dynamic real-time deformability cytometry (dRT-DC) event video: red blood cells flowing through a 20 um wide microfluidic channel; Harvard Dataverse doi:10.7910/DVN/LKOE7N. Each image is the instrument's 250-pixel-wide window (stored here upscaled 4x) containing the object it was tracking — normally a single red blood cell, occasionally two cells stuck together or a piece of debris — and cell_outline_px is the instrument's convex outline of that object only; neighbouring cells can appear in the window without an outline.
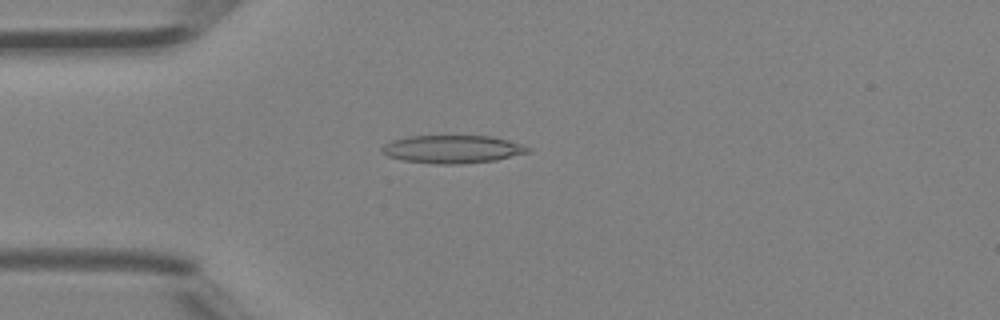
{"species": "Egyptian fruit bat (a non-hibernating species)", "species_latin": "Rousettus aegyptiacus", "temperature_condition": "room temperature", "stored_images_in_passage": 45, "camera_frame_rate_fps": 3000, "um_per_image_px": 0.085, "animal": {"sex": "female"}, "frame": {"image": 1, "passage_image": 12, "time_ms": 3.667, "image_size_px": [1000, 320], "cell_outline_px": [[532, 152], [496, 160], [456, 164], [436, 164], [404, 160], [388, 156], [380, 152], [380, 148], [384, 144], [392, 140], [408, 136], [492, 136], [508, 140], [532, 148]], "centroid_in_image_um": [38.47, 12.68], "position_along_channel_um": 46.5, "area_um2": 23.87}}
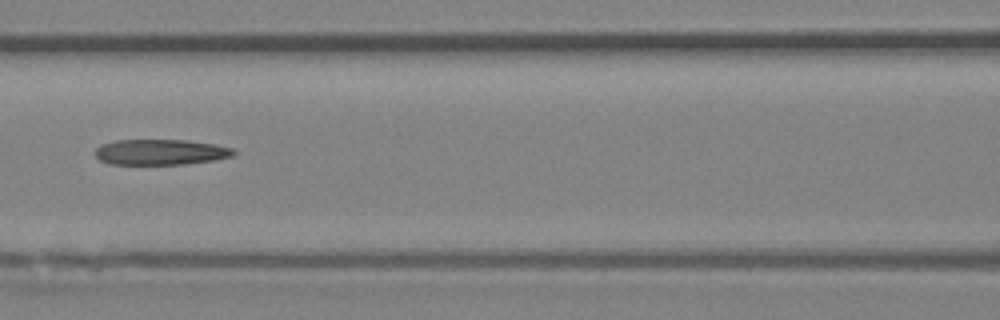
{"frame": {"image": 2, "passage_image": 20, "time_ms": 6.333, "image_size_px": [1000, 320], "cell_outline_px": [[236, 152], [232, 156], [216, 160], [184, 164], [108, 164], [100, 160], [96, 156], [96, 148], [100, 144], [116, 140], [188, 140], [212, 144], [232, 148]], "centroid_in_image_um": [13.63, 12.93], "position_along_channel_um": 153.0, "area_um2": 20.63}}
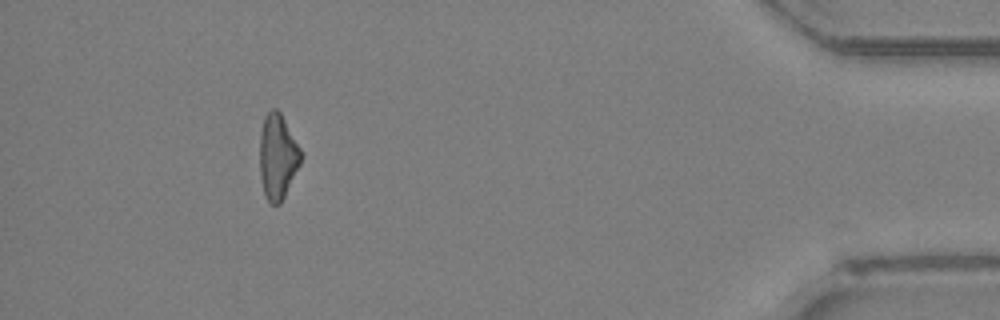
{"frame": {"image": 3, "passage_image": 41, "time_ms": 13.333, "image_size_px": [1000, 320], "cell_outline_px": [[304, 156], [280, 204], [272, 204], [264, 196], [260, 172], [260, 132], [264, 116], [272, 108], [276, 108], [280, 112], [300, 148]], "centroid_in_image_um": [23.6, 13.3], "position_along_channel_um": 411.6, "area_um2": 20.35}, "authors_computed_cell_mechanics": {"area_um2": 21.5016, "velocity_mm_per_s": 4.581, "shape_relaxation_time_tau1_ms": null, "shape_relaxation_time_tau2_ms": 3.5141, "deformation_change_tau1": null, "deformation_change_tau2": 0.1646}}